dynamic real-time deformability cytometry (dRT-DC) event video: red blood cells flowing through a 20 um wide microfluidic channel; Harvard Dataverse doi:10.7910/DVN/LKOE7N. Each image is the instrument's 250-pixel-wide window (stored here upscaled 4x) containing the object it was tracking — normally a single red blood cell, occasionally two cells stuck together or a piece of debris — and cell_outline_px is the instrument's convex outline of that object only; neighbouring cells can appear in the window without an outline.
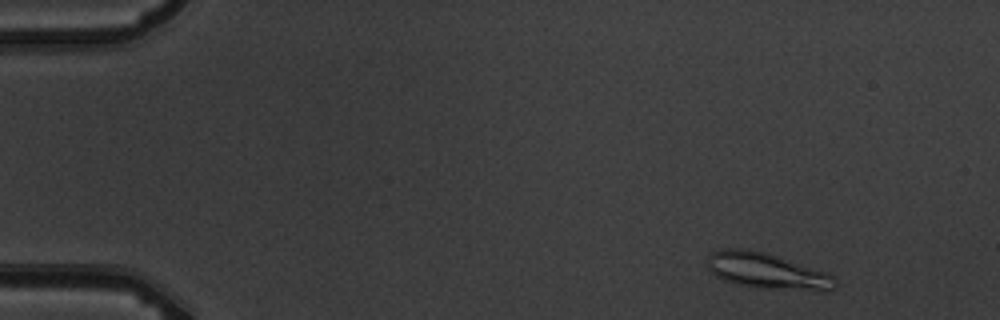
{"species": "common noctule bat (a hibernating species)", "species_latin": "Nyctalus noctula", "temperature_condition": "warm", "stored_images_in_passage": 6, "camera_frame_rate_fps": 3000, "um_per_image_px": 0.085, "animal": {"sex": "male", "body_mass_g": 19.5, "forearm_length_mm": 54.6}, "frame": {"image": 1, "passage_image": 1, "time_ms": 0.0, "image_size_px": [1000, 320], "cell_outline_px": [[836, 288], [828, 292], [820, 292], [756, 288], [736, 284], [724, 280], [716, 276], [708, 268], [708, 256], [712, 252], [720, 248], [748, 248], [764, 252], [828, 272], [836, 280]], "centroid_in_image_um": [65.24, 23.06], "position_along_channel_um": 19.8, "area_um2": 27.34}}
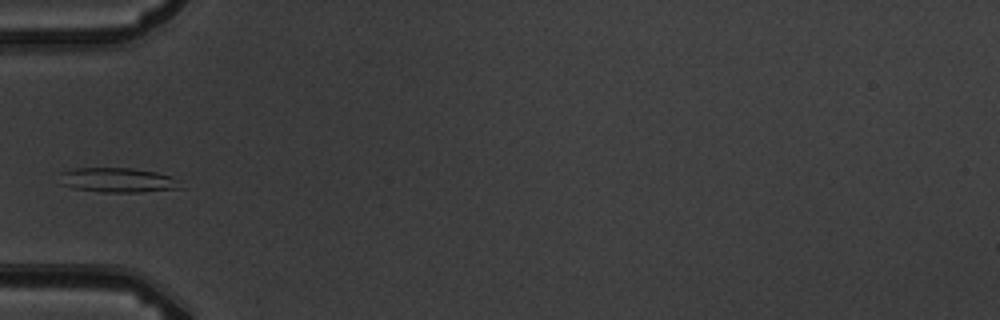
{"frame": {"image": 2, "passage_image": 5, "time_ms": 4.333, "image_size_px": [1000, 320], "cell_outline_px": [[184, 188], [140, 192], [100, 192], [72, 188], [60, 184], [60, 172], [72, 168], [132, 168], [156, 172], [172, 176]], "centroid_in_image_um": [9.97, 15.31], "position_along_channel_um": 75.0, "area_um2": 17.51}}